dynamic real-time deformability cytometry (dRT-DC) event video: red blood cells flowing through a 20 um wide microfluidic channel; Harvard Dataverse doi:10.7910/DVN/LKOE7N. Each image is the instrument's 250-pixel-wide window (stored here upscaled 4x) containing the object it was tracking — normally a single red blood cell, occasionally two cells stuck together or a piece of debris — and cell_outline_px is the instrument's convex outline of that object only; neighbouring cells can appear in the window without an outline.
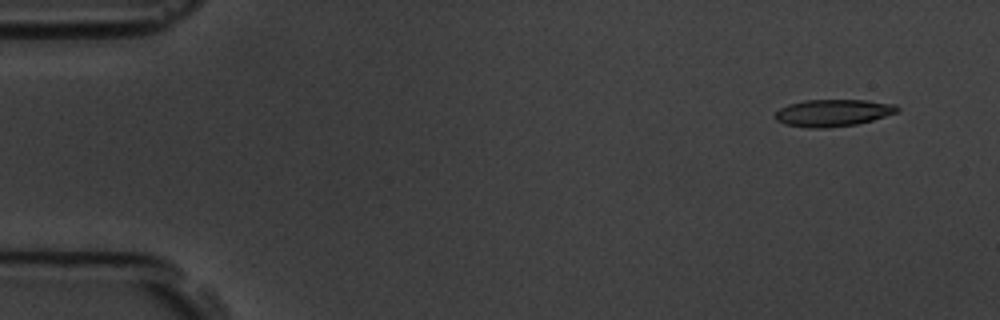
{"species": "common noctule bat (a hibernating species)", "species_latin": "Nyctalus noctula", "temperature_condition": "room temperature", "stored_images_in_passage": 7, "camera_frame_rate_fps": 3000, "um_per_image_px": 0.085, "animal": {"sex": "male", "body_mass_g": 19.5, "forearm_length_mm": 54.6}, "frame": {"image": 1, "passage_image": 1, "time_ms": 0.0, "image_size_px": [1000, 320], "cell_outline_px": [[900, 108], [896, 112], [872, 120], [856, 124], [828, 128], [808, 128], [784, 124], [776, 120], [772, 116], [780, 108], [788, 104], [804, 100], [868, 100], [896, 104]], "centroid_in_image_um": [70.76, 9.59], "position_along_channel_um": 14.2, "area_um2": 19.36}}
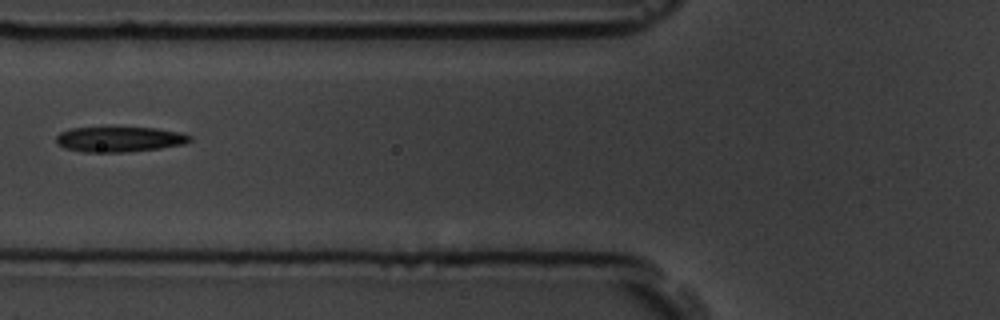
{"frame": {"image": 2, "passage_image": 5, "time_ms": 5.667, "image_size_px": [1000, 320], "cell_outline_px": [[192, 140], [184, 144], [160, 148], [128, 152], [84, 152], [64, 148], [56, 144], [56, 136], [60, 132], [72, 128], [156, 128], [180, 132], [192, 136]], "centroid_in_image_um": [10.15, 11.85], "position_along_channel_um": 115.6, "area_um2": 19.65}}
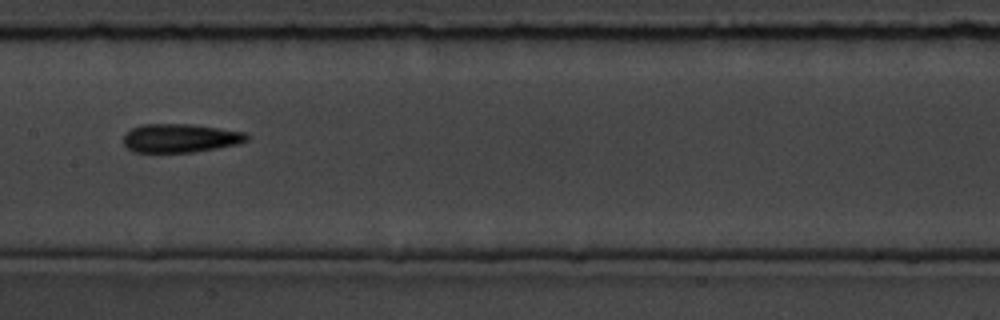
{"frame": {"image": 3, "passage_image": 7, "time_ms": 7.667, "image_size_px": [1000, 320], "cell_outline_px": [[252, 136], [248, 140], [240, 144], [192, 152], [132, 152], [124, 144], [124, 132], [140, 124], [192, 124], [244, 132]], "centroid_in_image_um": [15.33, 11.73], "position_along_channel_um": 192.1, "area_um2": 20.75}}